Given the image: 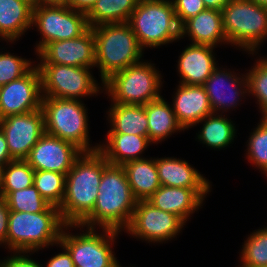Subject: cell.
Listing matches in <instances>:
<instances>
[{
	"mask_svg": "<svg viewBox=\"0 0 267 267\" xmlns=\"http://www.w3.org/2000/svg\"><path fill=\"white\" fill-rule=\"evenodd\" d=\"M93 211L77 228L112 229L122 232L129 225L137 200L121 165L108 164L102 173ZM97 225V227H96Z\"/></svg>",
	"mask_w": 267,
	"mask_h": 267,
	"instance_id": "1",
	"label": "cell"
},
{
	"mask_svg": "<svg viewBox=\"0 0 267 267\" xmlns=\"http://www.w3.org/2000/svg\"><path fill=\"white\" fill-rule=\"evenodd\" d=\"M109 164L99 152H83L66 174L65 195L58 207L66 225H79L92 211L104 168Z\"/></svg>",
	"mask_w": 267,
	"mask_h": 267,
	"instance_id": "2",
	"label": "cell"
},
{
	"mask_svg": "<svg viewBox=\"0 0 267 267\" xmlns=\"http://www.w3.org/2000/svg\"><path fill=\"white\" fill-rule=\"evenodd\" d=\"M96 64L101 85L114 73L141 62L143 48L128 22L107 23L92 27Z\"/></svg>",
	"mask_w": 267,
	"mask_h": 267,
	"instance_id": "3",
	"label": "cell"
},
{
	"mask_svg": "<svg viewBox=\"0 0 267 267\" xmlns=\"http://www.w3.org/2000/svg\"><path fill=\"white\" fill-rule=\"evenodd\" d=\"M65 225L54 205L39 213L10 211L6 246L10 251L22 252L55 246Z\"/></svg>",
	"mask_w": 267,
	"mask_h": 267,
	"instance_id": "4",
	"label": "cell"
},
{
	"mask_svg": "<svg viewBox=\"0 0 267 267\" xmlns=\"http://www.w3.org/2000/svg\"><path fill=\"white\" fill-rule=\"evenodd\" d=\"M82 101L43 96L45 133L74 144L82 152L98 151L90 145L88 112Z\"/></svg>",
	"mask_w": 267,
	"mask_h": 267,
	"instance_id": "5",
	"label": "cell"
},
{
	"mask_svg": "<svg viewBox=\"0 0 267 267\" xmlns=\"http://www.w3.org/2000/svg\"><path fill=\"white\" fill-rule=\"evenodd\" d=\"M229 44L254 54L267 40V7L252 0H231L221 10Z\"/></svg>",
	"mask_w": 267,
	"mask_h": 267,
	"instance_id": "6",
	"label": "cell"
},
{
	"mask_svg": "<svg viewBox=\"0 0 267 267\" xmlns=\"http://www.w3.org/2000/svg\"><path fill=\"white\" fill-rule=\"evenodd\" d=\"M128 23L143 49L158 48L181 38L171 0H139Z\"/></svg>",
	"mask_w": 267,
	"mask_h": 267,
	"instance_id": "7",
	"label": "cell"
},
{
	"mask_svg": "<svg viewBox=\"0 0 267 267\" xmlns=\"http://www.w3.org/2000/svg\"><path fill=\"white\" fill-rule=\"evenodd\" d=\"M153 65L141 61L114 73L103 82V91L112 103L145 105L158 99L163 79Z\"/></svg>",
	"mask_w": 267,
	"mask_h": 267,
	"instance_id": "8",
	"label": "cell"
},
{
	"mask_svg": "<svg viewBox=\"0 0 267 267\" xmlns=\"http://www.w3.org/2000/svg\"><path fill=\"white\" fill-rule=\"evenodd\" d=\"M76 227L77 225H65L59 240V243L70 253L75 267L119 266L111 246L118 237L119 231L102 229L103 231L98 234L95 228H86L87 232L72 235L68 230Z\"/></svg>",
	"mask_w": 267,
	"mask_h": 267,
	"instance_id": "9",
	"label": "cell"
},
{
	"mask_svg": "<svg viewBox=\"0 0 267 267\" xmlns=\"http://www.w3.org/2000/svg\"><path fill=\"white\" fill-rule=\"evenodd\" d=\"M41 75L42 95L81 101L87 96H96L101 89L95 80L92 68L59 64H37Z\"/></svg>",
	"mask_w": 267,
	"mask_h": 267,
	"instance_id": "10",
	"label": "cell"
},
{
	"mask_svg": "<svg viewBox=\"0 0 267 267\" xmlns=\"http://www.w3.org/2000/svg\"><path fill=\"white\" fill-rule=\"evenodd\" d=\"M32 27L42 35L36 54L51 42L79 37L90 28L86 13L68 5L33 6Z\"/></svg>",
	"mask_w": 267,
	"mask_h": 267,
	"instance_id": "11",
	"label": "cell"
},
{
	"mask_svg": "<svg viewBox=\"0 0 267 267\" xmlns=\"http://www.w3.org/2000/svg\"><path fill=\"white\" fill-rule=\"evenodd\" d=\"M184 225L185 222L175 214L160 210L147 200H140L125 231L148 243H163L175 238Z\"/></svg>",
	"mask_w": 267,
	"mask_h": 267,
	"instance_id": "12",
	"label": "cell"
},
{
	"mask_svg": "<svg viewBox=\"0 0 267 267\" xmlns=\"http://www.w3.org/2000/svg\"><path fill=\"white\" fill-rule=\"evenodd\" d=\"M41 75L34 65L24 76L1 86L0 119L41 109Z\"/></svg>",
	"mask_w": 267,
	"mask_h": 267,
	"instance_id": "13",
	"label": "cell"
},
{
	"mask_svg": "<svg viewBox=\"0 0 267 267\" xmlns=\"http://www.w3.org/2000/svg\"><path fill=\"white\" fill-rule=\"evenodd\" d=\"M0 129L6 137L9 153L14 160H25L32 147L45 133L42 109L0 119Z\"/></svg>",
	"mask_w": 267,
	"mask_h": 267,
	"instance_id": "14",
	"label": "cell"
},
{
	"mask_svg": "<svg viewBox=\"0 0 267 267\" xmlns=\"http://www.w3.org/2000/svg\"><path fill=\"white\" fill-rule=\"evenodd\" d=\"M38 64H59L93 68L96 64L95 38L92 28L79 37L51 42L38 54Z\"/></svg>",
	"mask_w": 267,
	"mask_h": 267,
	"instance_id": "15",
	"label": "cell"
},
{
	"mask_svg": "<svg viewBox=\"0 0 267 267\" xmlns=\"http://www.w3.org/2000/svg\"><path fill=\"white\" fill-rule=\"evenodd\" d=\"M83 152L74 144L44 133L25 159L35 170L66 175Z\"/></svg>",
	"mask_w": 267,
	"mask_h": 267,
	"instance_id": "16",
	"label": "cell"
},
{
	"mask_svg": "<svg viewBox=\"0 0 267 267\" xmlns=\"http://www.w3.org/2000/svg\"><path fill=\"white\" fill-rule=\"evenodd\" d=\"M206 94L213 113L227 112L239 104V100L248 93V82L246 74L239 76V73L216 67L204 83ZM246 94V95H245Z\"/></svg>",
	"mask_w": 267,
	"mask_h": 267,
	"instance_id": "17",
	"label": "cell"
},
{
	"mask_svg": "<svg viewBox=\"0 0 267 267\" xmlns=\"http://www.w3.org/2000/svg\"><path fill=\"white\" fill-rule=\"evenodd\" d=\"M208 192H211L210 189L161 185L147 201L160 210L175 214L186 223L190 219L189 216L203 206V200Z\"/></svg>",
	"mask_w": 267,
	"mask_h": 267,
	"instance_id": "18",
	"label": "cell"
},
{
	"mask_svg": "<svg viewBox=\"0 0 267 267\" xmlns=\"http://www.w3.org/2000/svg\"><path fill=\"white\" fill-rule=\"evenodd\" d=\"M172 101L177 121L184 130L196 126L199 121L213 113L203 85L179 83Z\"/></svg>",
	"mask_w": 267,
	"mask_h": 267,
	"instance_id": "19",
	"label": "cell"
},
{
	"mask_svg": "<svg viewBox=\"0 0 267 267\" xmlns=\"http://www.w3.org/2000/svg\"><path fill=\"white\" fill-rule=\"evenodd\" d=\"M214 47L189 44L179 56L178 72L180 84L204 85L205 81L217 67Z\"/></svg>",
	"mask_w": 267,
	"mask_h": 267,
	"instance_id": "20",
	"label": "cell"
},
{
	"mask_svg": "<svg viewBox=\"0 0 267 267\" xmlns=\"http://www.w3.org/2000/svg\"><path fill=\"white\" fill-rule=\"evenodd\" d=\"M188 35L191 44L215 47L228 44L220 10L205 9L196 16L186 20L180 26V39Z\"/></svg>",
	"mask_w": 267,
	"mask_h": 267,
	"instance_id": "21",
	"label": "cell"
},
{
	"mask_svg": "<svg viewBox=\"0 0 267 267\" xmlns=\"http://www.w3.org/2000/svg\"><path fill=\"white\" fill-rule=\"evenodd\" d=\"M160 184L167 187L210 189L211 184L188 161L164 157L156 158Z\"/></svg>",
	"mask_w": 267,
	"mask_h": 267,
	"instance_id": "22",
	"label": "cell"
},
{
	"mask_svg": "<svg viewBox=\"0 0 267 267\" xmlns=\"http://www.w3.org/2000/svg\"><path fill=\"white\" fill-rule=\"evenodd\" d=\"M33 0H0V38L16 41L32 28Z\"/></svg>",
	"mask_w": 267,
	"mask_h": 267,
	"instance_id": "23",
	"label": "cell"
},
{
	"mask_svg": "<svg viewBox=\"0 0 267 267\" xmlns=\"http://www.w3.org/2000/svg\"><path fill=\"white\" fill-rule=\"evenodd\" d=\"M106 137L107 142L99 144L98 151L112 165L144 158L141 154L152 144L148 137L134 134L107 133Z\"/></svg>",
	"mask_w": 267,
	"mask_h": 267,
	"instance_id": "24",
	"label": "cell"
},
{
	"mask_svg": "<svg viewBox=\"0 0 267 267\" xmlns=\"http://www.w3.org/2000/svg\"><path fill=\"white\" fill-rule=\"evenodd\" d=\"M132 194L137 201L148 200L161 186L156 158H142L122 165Z\"/></svg>",
	"mask_w": 267,
	"mask_h": 267,
	"instance_id": "25",
	"label": "cell"
},
{
	"mask_svg": "<svg viewBox=\"0 0 267 267\" xmlns=\"http://www.w3.org/2000/svg\"><path fill=\"white\" fill-rule=\"evenodd\" d=\"M148 118V139L158 144L175 132L184 131L177 121L173 107L160 96L158 99L145 104Z\"/></svg>",
	"mask_w": 267,
	"mask_h": 267,
	"instance_id": "26",
	"label": "cell"
},
{
	"mask_svg": "<svg viewBox=\"0 0 267 267\" xmlns=\"http://www.w3.org/2000/svg\"><path fill=\"white\" fill-rule=\"evenodd\" d=\"M108 113V133L134 134L148 137V118L145 105L112 103Z\"/></svg>",
	"mask_w": 267,
	"mask_h": 267,
	"instance_id": "27",
	"label": "cell"
},
{
	"mask_svg": "<svg viewBox=\"0 0 267 267\" xmlns=\"http://www.w3.org/2000/svg\"><path fill=\"white\" fill-rule=\"evenodd\" d=\"M199 123H203V126L197 138L200 143L206 144V147L218 150L226 148L236 136L234 123L221 113L209 114L197 124Z\"/></svg>",
	"mask_w": 267,
	"mask_h": 267,
	"instance_id": "28",
	"label": "cell"
},
{
	"mask_svg": "<svg viewBox=\"0 0 267 267\" xmlns=\"http://www.w3.org/2000/svg\"><path fill=\"white\" fill-rule=\"evenodd\" d=\"M139 0H97L86 14L90 28L107 23L128 22Z\"/></svg>",
	"mask_w": 267,
	"mask_h": 267,
	"instance_id": "29",
	"label": "cell"
},
{
	"mask_svg": "<svg viewBox=\"0 0 267 267\" xmlns=\"http://www.w3.org/2000/svg\"><path fill=\"white\" fill-rule=\"evenodd\" d=\"M35 170L26 160L17 159L1 168L0 192H13L33 185Z\"/></svg>",
	"mask_w": 267,
	"mask_h": 267,
	"instance_id": "30",
	"label": "cell"
},
{
	"mask_svg": "<svg viewBox=\"0 0 267 267\" xmlns=\"http://www.w3.org/2000/svg\"><path fill=\"white\" fill-rule=\"evenodd\" d=\"M33 185L47 202L59 207L65 195L66 175L54 171H35Z\"/></svg>",
	"mask_w": 267,
	"mask_h": 267,
	"instance_id": "31",
	"label": "cell"
},
{
	"mask_svg": "<svg viewBox=\"0 0 267 267\" xmlns=\"http://www.w3.org/2000/svg\"><path fill=\"white\" fill-rule=\"evenodd\" d=\"M0 194L6 199L10 211L39 213L51 205L34 185L13 192H0Z\"/></svg>",
	"mask_w": 267,
	"mask_h": 267,
	"instance_id": "32",
	"label": "cell"
},
{
	"mask_svg": "<svg viewBox=\"0 0 267 267\" xmlns=\"http://www.w3.org/2000/svg\"><path fill=\"white\" fill-rule=\"evenodd\" d=\"M254 231L244 241L240 267L267 266V227Z\"/></svg>",
	"mask_w": 267,
	"mask_h": 267,
	"instance_id": "33",
	"label": "cell"
},
{
	"mask_svg": "<svg viewBox=\"0 0 267 267\" xmlns=\"http://www.w3.org/2000/svg\"><path fill=\"white\" fill-rule=\"evenodd\" d=\"M246 77L248 93L257 99L262 118H267V58L257 59Z\"/></svg>",
	"mask_w": 267,
	"mask_h": 267,
	"instance_id": "34",
	"label": "cell"
},
{
	"mask_svg": "<svg viewBox=\"0 0 267 267\" xmlns=\"http://www.w3.org/2000/svg\"><path fill=\"white\" fill-rule=\"evenodd\" d=\"M247 159L267 176V118H262L247 140Z\"/></svg>",
	"mask_w": 267,
	"mask_h": 267,
	"instance_id": "35",
	"label": "cell"
},
{
	"mask_svg": "<svg viewBox=\"0 0 267 267\" xmlns=\"http://www.w3.org/2000/svg\"><path fill=\"white\" fill-rule=\"evenodd\" d=\"M34 63L10 52H0V86L24 76Z\"/></svg>",
	"mask_w": 267,
	"mask_h": 267,
	"instance_id": "36",
	"label": "cell"
},
{
	"mask_svg": "<svg viewBox=\"0 0 267 267\" xmlns=\"http://www.w3.org/2000/svg\"><path fill=\"white\" fill-rule=\"evenodd\" d=\"M178 24L181 26L189 18L206 9L203 0H171Z\"/></svg>",
	"mask_w": 267,
	"mask_h": 267,
	"instance_id": "37",
	"label": "cell"
},
{
	"mask_svg": "<svg viewBox=\"0 0 267 267\" xmlns=\"http://www.w3.org/2000/svg\"><path fill=\"white\" fill-rule=\"evenodd\" d=\"M13 256L4 260H0V267H43L40 263L30 258L29 255L34 254V252H22V251H13ZM30 253L29 255H27Z\"/></svg>",
	"mask_w": 267,
	"mask_h": 267,
	"instance_id": "38",
	"label": "cell"
},
{
	"mask_svg": "<svg viewBox=\"0 0 267 267\" xmlns=\"http://www.w3.org/2000/svg\"><path fill=\"white\" fill-rule=\"evenodd\" d=\"M10 210L6 199L0 194V245H6Z\"/></svg>",
	"mask_w": 267,
	"mask_h": 267,
	"instance_id": "39",
	"label": "cell"
},
{
	"mask_svg": "<svg viewBox=\"0 0 267 267\" xmlns=\"http://www.w3.org/2000/svg\"><path fill=\"white\" fill-rule=\"evenodd\" d=\"M59 247L63 248L62 253L53 256L46 264V267H75L72 257L68 250L58 243Z\"/></svg>",
	"mask_w": 267,
	"mask_h": 267,
	"instance_id": "40",
	"label": "cell"
},
{
	"mask_svg": "<svg viewBox=\"0 0 267 267\" xmlns=\"http://www.w3.org/2000/svg\"><path fill=\"white\" fill-rule=\"evenodd\" d=\"M14 160L8 149V145L6 142V137L2 130L0 129V167L3 168L7 163Z\"/></svg>",
	"mask_w": 267,
	"mask_h": 267,
	"instance_id": "41",
	"label": "cell"
},
{
	"mask_svg": "<svg viewBox=\"0 0 267 267\" xmlns=\"http://www.w3.org/2000/svg\"><path fill=\"white\" fill-rule=\"evenodd\" d=\"M97 0H68V6L76 11L88 13Z\"/></svg>",
	"mask_w": 267,
	"mask_h": 267,
	"instance_id": "42",
	"label": "cell"
},
{
	"mask_svg": "<svg viewBox=\"0 0 267 267\" xmlns=\"http://www.w3.org/2000/svg\"><path fill=\"white\" fill-rule=\"evenodd\" d=\"M231 0H203V3L207 9L222 10L224 6Z\"/></svg>",
	"mask_w": 267,
	"mask_h": 267,
	"instance_id": "43",
	"label": "cell"
},
{
	"mask_svg": "<svg viewBox=\"0 0 267 267\" xmlns=\"http://www.w3.org/2000/svg\"><path fill=\"white\" fill-rule=\"evenodd\" d=\"M68 5V0H33V6Z\"/></svg>",
	"mask_w": 267,
	"mask_h": 267,
	"instance_id": "44",
	"label": "cell"
},
{
	"mask_svg": "<svg viewBox=\"0 0 267 267\" xmlns=\"http://www.w3.org/2000/svg\"><path fill=\"white\" fill-rule=\"evenodd\" d=\"M252 1L261 5V6L267 7V0H252Z\"/></svg>",
	"mask_w": 267,
	"mask_h": 267,
	"instance_id": "45",
	"label": "cell"
}]
</instances>
